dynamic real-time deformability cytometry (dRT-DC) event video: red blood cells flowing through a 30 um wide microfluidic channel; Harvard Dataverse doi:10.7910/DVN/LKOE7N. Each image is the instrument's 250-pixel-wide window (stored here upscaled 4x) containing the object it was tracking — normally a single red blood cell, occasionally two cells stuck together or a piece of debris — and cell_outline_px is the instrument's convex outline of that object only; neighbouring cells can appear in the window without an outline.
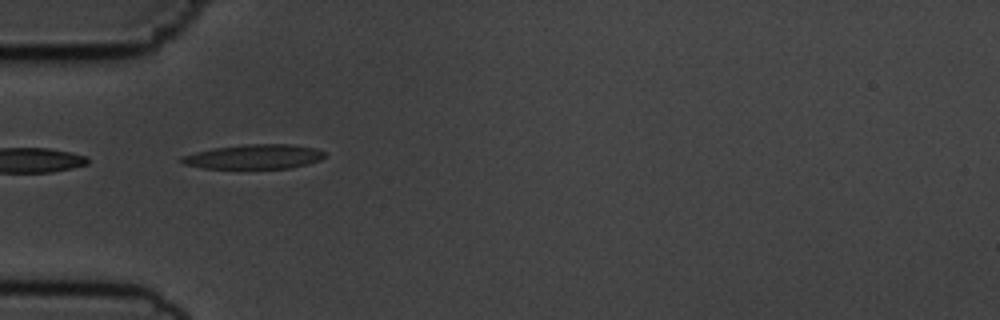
{"species": "common noctule bat (a hibernating species)", "species_latin": "Nyctalus noctula", "temperature_condition": "cold", "stored_images_in_passage": 7, "camera_frame_rate_fps": 3000, "um_per_image_px": 0.085, "animal": {"sex": "male", "body_mass_g": 19.5, "forearm_length_mm": 54.6}, "frame": {"image": 1, "passage_image": 5, "time_ms": 4.333, "image_size_px": [1000, 320], "cell_outline_px": [[324, 156], [320, 160], [308, 164], [288, 168], [204, 168], [184, 164], [180, 160], [180, 156], [212, 148], [248, 144], [288, 144], [316, 148], [324, 152]], "centroid_in_image_um": [21.59, 13.31], "position_along_channel_um": 63.4, "area_um2": 20.29}}
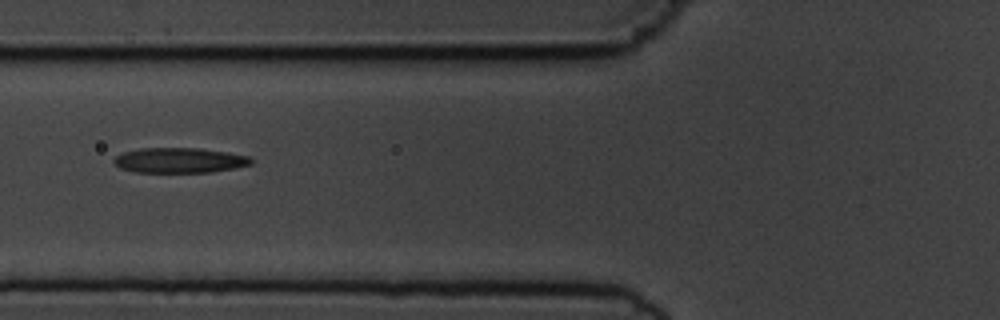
{"frame": {"image": 2, "passage_image": 6, "time_ms": 5.667, "image_size_px": [1000, 320], "cell_outline_px": [[252, 164], [212, 172], [132, 172], [120, 168], [112, 160], [116, 156], [124, 152], [140, 148], [200, 148], [228, 152], [248, 156], [252, 160]], "centroid_in_image_um": [15.24, 13.62], "position_along_channel_um": 110.6, "area_um2": 20.06}}
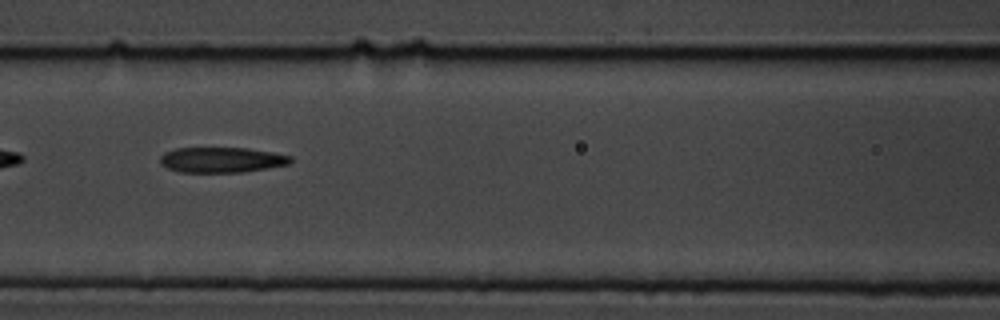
{"frame": {"image": 3, "passage_image": 7, "time_ms": 6.667, "image_size_px": [1000, 320], "cell_outline_px": [[292, 160], [288, 164], [268, 168], [244, 172], [180, 172], [168, 168], [160, 164], [160, 156], [164, 152], [176, 148], [248, 148], [272, 152], [292, 156]], "centroid_in_image_um": [18.83, 13.58], "position_along_channel_um": 147.8, "area_um2": 19.31}}